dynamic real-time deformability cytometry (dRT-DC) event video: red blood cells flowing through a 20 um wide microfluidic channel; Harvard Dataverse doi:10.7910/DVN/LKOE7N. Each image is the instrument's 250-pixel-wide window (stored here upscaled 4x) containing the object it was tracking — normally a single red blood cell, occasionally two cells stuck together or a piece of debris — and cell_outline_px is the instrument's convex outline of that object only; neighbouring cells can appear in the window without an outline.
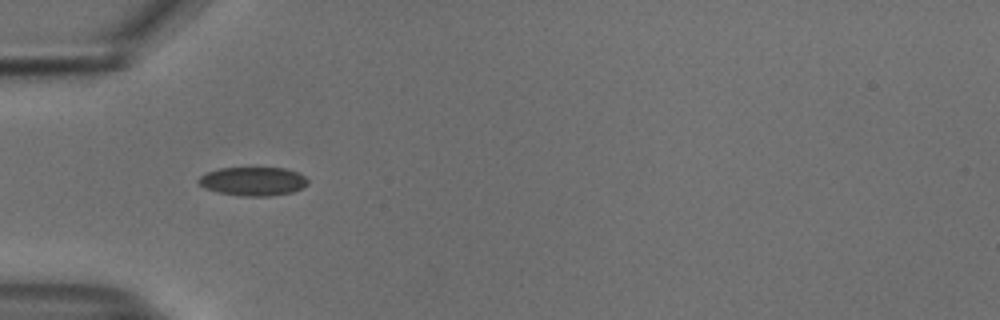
{"species": "common noctule bat (a hibernating species)", "species_latin": "Nyctalus noctula", "temperature_condition": "cold", "stored_images_in_passage": 4, "camera_frame_rate_fps": 3000, "um_per_image_px": 0.085, "animal": {"sex": "male", "body_mass_g": 18.8}, "frame": {"image": 1, "passage_image": 1, "time_ms": 0.0, "image_size_px": [1000, 320], "cell_outline_px": [[308, 184], [292, 192], [268, 196], [240, 196], [216, 192], [204, 188], [196, 180], [200, 176], [208, 172], [220, 168], [284, 168], [296, 172], [304, 176], [308, 180]], "centroid_in_image_um": [21.47, 15.42], "position_along_channel_um": 63.5, "area_um2": 18.21}}